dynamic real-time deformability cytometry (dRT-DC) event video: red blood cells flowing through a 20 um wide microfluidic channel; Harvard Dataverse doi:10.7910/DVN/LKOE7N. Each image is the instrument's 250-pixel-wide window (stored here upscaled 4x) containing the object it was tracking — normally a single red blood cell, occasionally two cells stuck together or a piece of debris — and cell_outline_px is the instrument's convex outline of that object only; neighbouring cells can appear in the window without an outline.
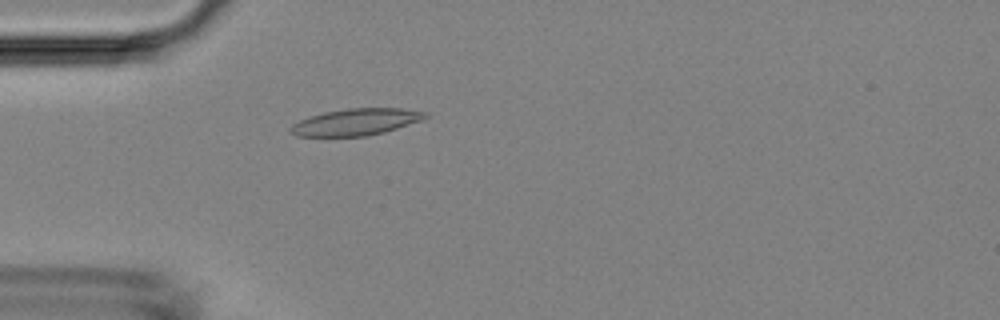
{"species": "Egyptian fruit bat (a non-hibernating species)", "species_latin": "Rousettus aegyptiacus", "temperature_condition": "room temperature", "stored_images_in_passage": 50, "camera_frame_rate_fps": 3000, "um_per_image_px": 0.085, "animal": {"sex": "female"}, "frame": {"image": 1, "passage_image": 15, "time_ms": 4.667, "image_size_px": [1000, 320], "cell_outline_px": [[428, 116], [424, 120], [384, 132], [368, 136], [296, 136], [288, 132], [288, 128], [292, 124], [300, 120], [324, 112], [348, 108], [400, 108], [428, 112]], "centroid_in_image_um": [30.27, 10.37], "position_along_channel_um": 54.7, "area_um2": 21.1}}
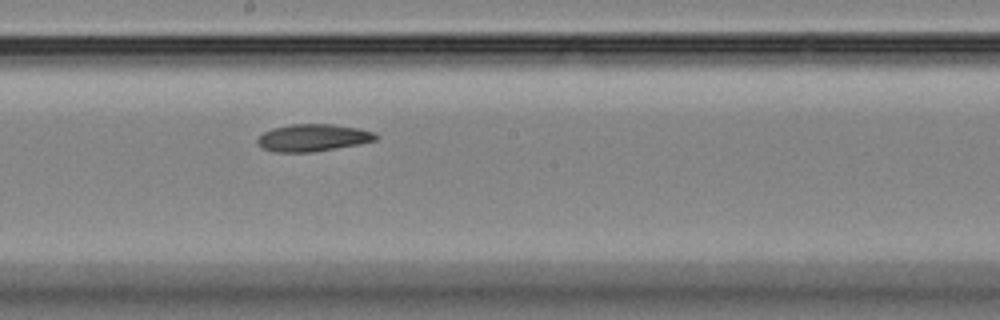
{"frame": {"image": 2, "passage_image": 28, "time_ms": 9.0, "image_size_px": [1000, 320], "cell_outline_px": [[380, 136], [376, 140], [360, 144], [312, 152], [272, 152], [260, 148], [256, 140], [264, 132], [272, 128], [292, 124], [332, 124], [360, 128], [376, 132]], "centroid_in_image_um": [26.62, 11.71], "position_along_channel_um": 221.6, "area_um2": 19.02}}
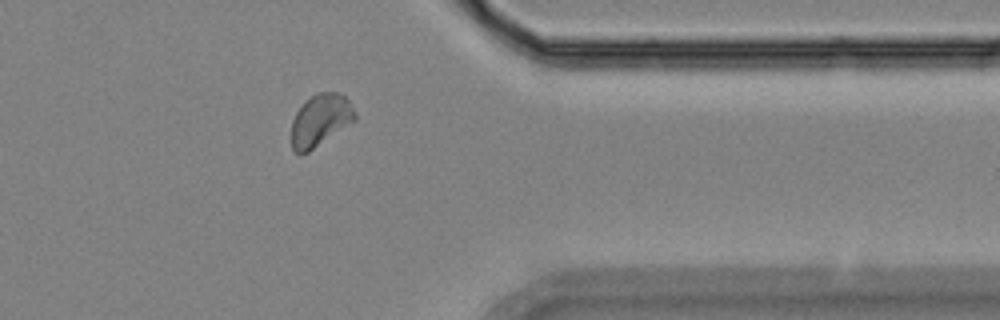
{"frame": {"image": 3, "passage_image": 41, "time_ms": 13.333, "image_size_px": [1000, 320], "cell_outline_px": [[356, 120], [308, 152], [300, 156], [292, 148], [292, 120], [296, 112], [316, 92], [336, 92], [344, 96], [348, 100], [356, 112]], "centroid_in_image_um": [27.24, 10.23], "position_along_channel_um": 384.2, "area_um2": 19.07}}